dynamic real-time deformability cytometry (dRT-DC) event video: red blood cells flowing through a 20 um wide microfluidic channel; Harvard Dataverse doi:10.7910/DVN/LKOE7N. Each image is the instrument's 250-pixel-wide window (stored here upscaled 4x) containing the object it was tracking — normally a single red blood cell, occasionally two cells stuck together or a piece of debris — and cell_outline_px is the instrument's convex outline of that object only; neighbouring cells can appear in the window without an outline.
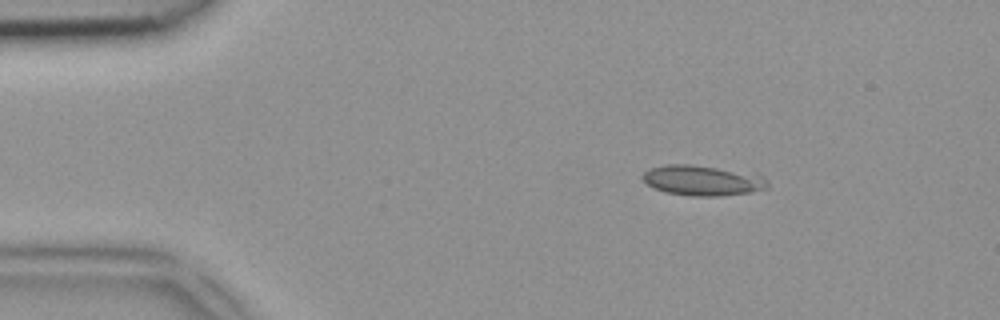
{"species": "common noctule bat (a hibernating species)", "species_latin": "Nyctalus noctula", "temperature_condition": "room temperature", "stored_images_in_passage": 7, "camera_frame_rate_fps": 3000, "um_per_image_px": 0.085, "animal": {"sex": "female", "body_mass_g": 18.4}, "frame": {"image": 1, "passage_image": 2, "time_ms": 0.333, "image_size_px": [1000, 320], "cell_outline_px": [[768, 188], [752, 192], [720, 196], [692, 196], [664, 192], [648, 184], [640, 176], [648, 168], [664, 164], [692, 164], [756, 172], [764, 176], [768, 180]], "centroid_in_image_um": [59.77, 15.31], "position_along_channel_um": 25.2, "area_um2": 22.66}}